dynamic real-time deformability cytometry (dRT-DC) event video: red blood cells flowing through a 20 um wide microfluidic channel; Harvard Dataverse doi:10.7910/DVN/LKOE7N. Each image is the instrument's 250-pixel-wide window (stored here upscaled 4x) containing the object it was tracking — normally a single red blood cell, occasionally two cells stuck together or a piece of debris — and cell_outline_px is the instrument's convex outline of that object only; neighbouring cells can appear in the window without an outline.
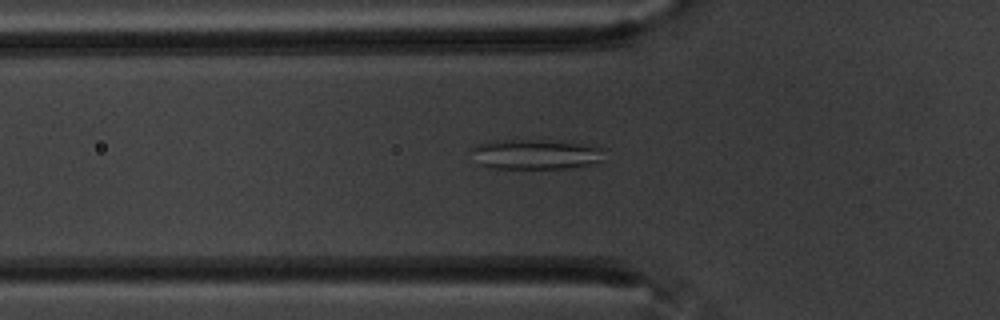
{"species": "common noctule bat (a hibernating species)", "species_latin": "Nyctalus noctula", "temperature_condition": "warm", "stored_images_in_passage": 58, "camera_frame_rate_fps": 3000, "um_per_image_px": 0.085, "animal": {"sex": "male", "body_mass_g": 20.1, "forearm_length_mm": 53.5}, "frame": {"image": 1, "passage_image": 20, "time_ms": 6.333, "image_size_px": [1000, 320], "cell_outline_px": [[608, 148], [600, 160], [588, 164], [568, 168], [492, 168], [480, 164], [468, 148], [476, 144], [492, 140], [560, 140], [596, 144]], "centroid_in_image_um": [45.59, 13.07], "position_along_channel_um": 80.2, "area_um2": 23.87}}
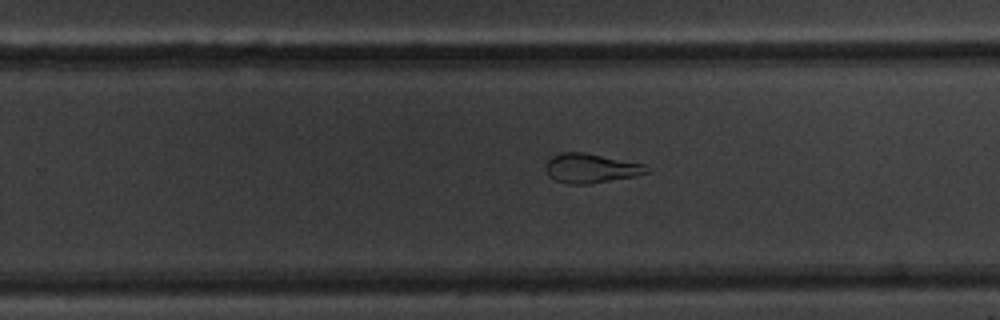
{"frame": {"image": 2, "passage_image": 37, "time_ms": 12.0, "image_size_px": [1000, 320], "cell_outline_px": [[648, 172], [636, 176], [588, 184], [568, 184], [556, 180], [548, 176], [544, 168], [548, 160], [552, 156], [560, 152], [584, 152], [644, 164]], "centroid_in_image_um": [50.17, 14.3], "position_along_channel_um": 279.6, "area_um2": 17.22}}
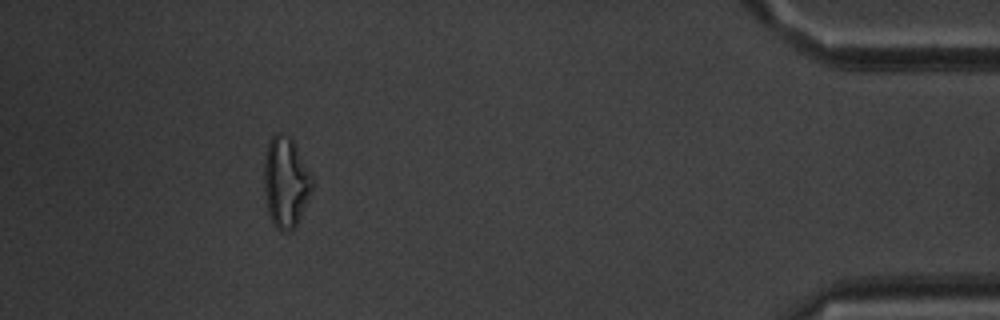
{"frame": {"image": 3, "passage_image": 53, "time_ms": 17.333, "image_size_px": [1000, 320], "cell_outline_px": [[312, 188], [296, 228], [292, 232], [284, 232], [276, 228], [272, 224], [268, 212], [264, 192], [264, 156], [268, 144], [272, 136], [276, 132], [280, 132], [292, 136], [312, 176]], "centroid_in_image_um": [24.28, 15.48], "position_along_channel_um": 410.9, "area_um2": 25.84}, "authors_computed_cell_mechanics": {"area_um2": 23.9581, "velocity_mm_per_s": 3.5042, "shape_relaxation_time_tau1_ms": null, "shape_relaxation_time_tau2_ms": 2.0296, "deformation_change_tau1": null, "deformation_change_tau2": 0.0989}}